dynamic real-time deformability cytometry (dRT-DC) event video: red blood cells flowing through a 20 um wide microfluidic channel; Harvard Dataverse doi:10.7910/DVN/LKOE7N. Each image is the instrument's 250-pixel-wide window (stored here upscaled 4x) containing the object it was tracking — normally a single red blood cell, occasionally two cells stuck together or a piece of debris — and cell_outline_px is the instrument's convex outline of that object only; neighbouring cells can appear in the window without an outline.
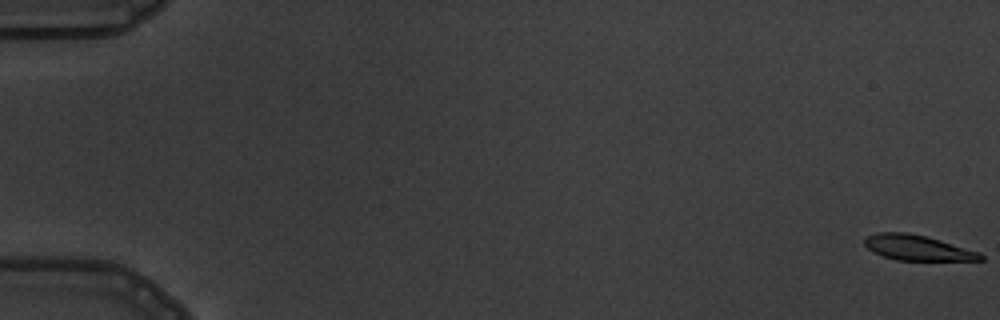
{"species": "common noctule bat (a hibernating species)", "species_latin": "Nyctalus noctula", "temperature_condition": "warm", "stored_images_in_passage": 5, "camera_frame_rate_fps": 3000, "um_per_image_px": 0.085, "animal": {"sex": "male", "body_mass_g": 19.5, "forearm_length_mm": 54.6}, "frame": {"image": 1, "passage_image": 1, "time_ms": 0.0, "image_size_px": [1000, 320], "cell_outline_px": [[984, 260], [896, 260], [872, 252], [864, 244], [864, 240], [868, 236], [876, 232], [908, 232], [940, 240], [980, 252], [984, 256]], "centroid_in_image_um": [77.97, 21.06], "position_along_channel_um": 7.0, "area_um2": 16.99}}
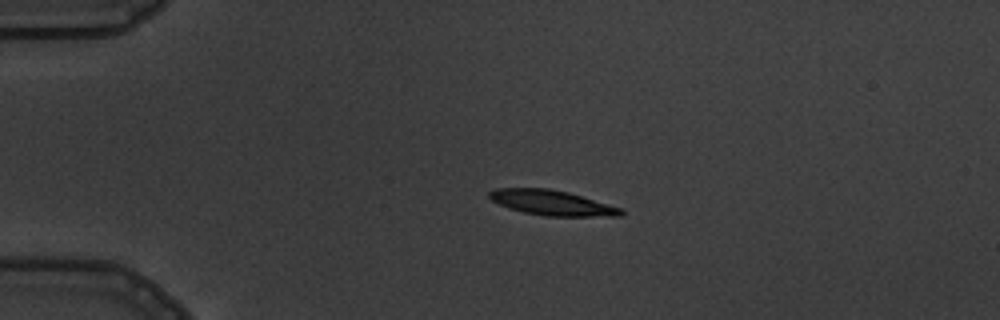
{"frame": {"image": 2, "passage_image": 4, "time_ms": 4.333, "image_size_px": [1000, 320], "cell_outline_px": [[624, 216], [544, 216], [524, 212], [508, 208], [492, 200], [488, 196], [488, 192], [496, 188], [548, 188], [568, 192], [624, 208]], "centroid_in_image_um": [46.96, 17.24], "position_along_channel_um": 38.0, "area_um2": 19.36}}